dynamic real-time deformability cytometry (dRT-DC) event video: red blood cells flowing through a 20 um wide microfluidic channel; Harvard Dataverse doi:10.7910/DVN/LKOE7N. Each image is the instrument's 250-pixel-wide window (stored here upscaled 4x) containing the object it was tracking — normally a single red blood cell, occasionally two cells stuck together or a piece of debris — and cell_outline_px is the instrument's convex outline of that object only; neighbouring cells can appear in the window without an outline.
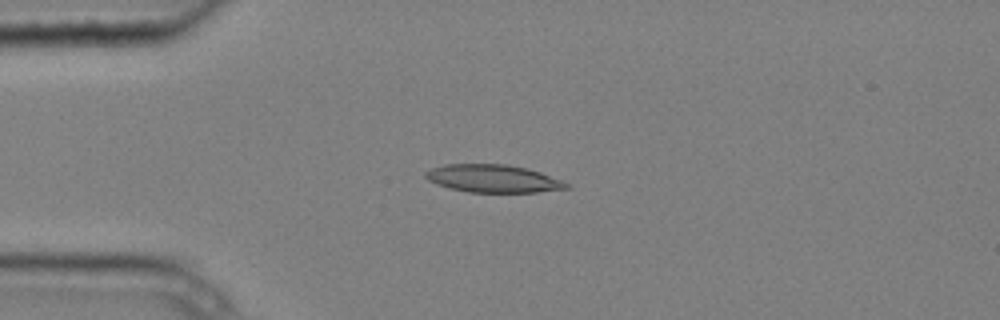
{"species": "common noctule bat (a hibernating species)", "species_latin": "Nyctalus noctula", "temperature_condition": "cold", "stored_images_in_passage": 9, "camera_frame_rate_fps": 3000, "um_per_image_px": 0.085, "animal": {"sex": "male", "body_mass_g": 20.4}, "frame": {"image": 1, "passage_image": 2, "time_ms": 0.333, "image_size_px": [1000, 320], "cell_outline_px": [[572, 188], [536, 192], [468, 192], [436, 184], [428, 180], [424, 176], [424, 172], [432, 168], [444, 164], [508, 164], [528, 168], [540, 172], [572, 184]], "centroid_in_image_um": [41.95, 15.17], "position_along_channel_um": 43.1, "area_um2": 22.95}}
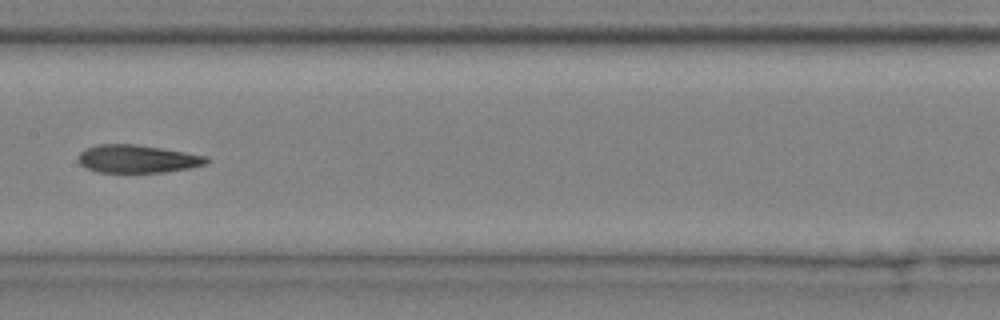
{"frame": {"image": 2, "passage_image": 6, "time_ms": 1.667, "image_size_px": [1000, 320], "cell_outline_px": [[212, 160], [208, 164], [188, 168], [164, 172], [96, 172], [80, 164], [80, 152], [84, 148], [96, 144], [136, 144], [164, 148], [208, 156]], "centroid_in_image_um": [11.73, 13.49], "position_along_channel_um": 195.7, "area_um2": 21.04}}
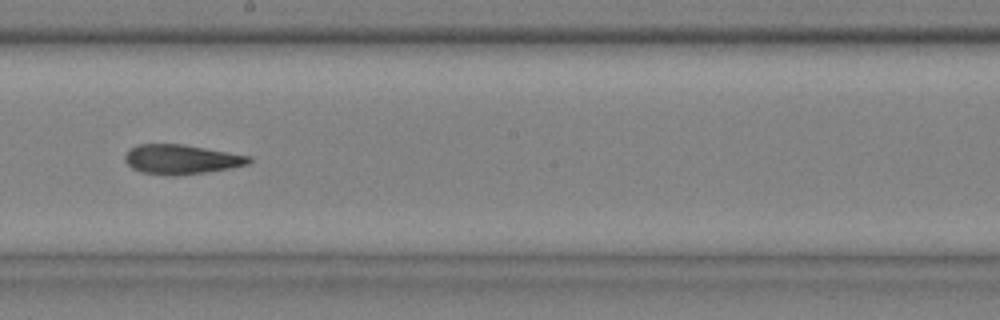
{"frame": {"image": 3, "passage_image": 7, "time_ms": 2.0, "image_size_px": [1000, 320], "cell_outline_px": [[252, 160], [248, 164], [232, 168], [204, 172], [172, 176], [168, 176], [140, 172], [132, 168], [124, 160], [124, 156], [128, 148], [136, 144], [180, 144], [252, 156]], "centroid_in_image_um": [15.37, 13.54], "position_along_channel_um": 232.8, "area_um2": 21.44}}